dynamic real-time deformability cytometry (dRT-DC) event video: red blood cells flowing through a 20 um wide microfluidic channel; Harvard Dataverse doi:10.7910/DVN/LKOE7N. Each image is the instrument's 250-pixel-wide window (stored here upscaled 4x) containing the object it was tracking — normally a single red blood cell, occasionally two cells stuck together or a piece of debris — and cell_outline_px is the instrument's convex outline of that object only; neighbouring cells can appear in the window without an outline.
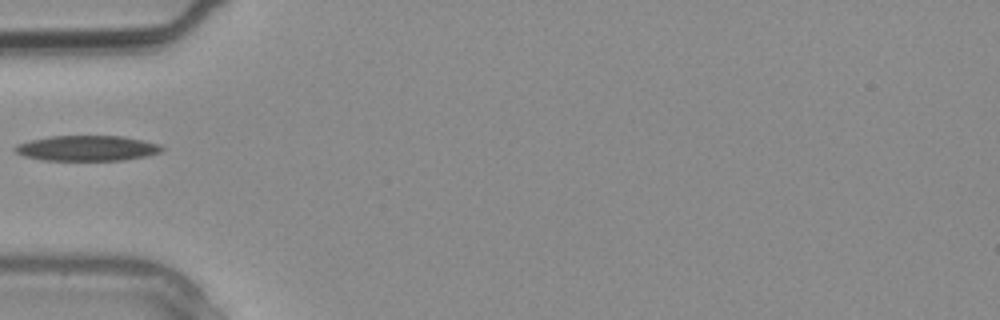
{"species": "common noctule bat (a hibernating species)", "species_latin": "Nyctalus noctula", "temperature_condition": "warm", "stored_images_in_passage": 5, "camera_frame_rate_fps": 3000, "um_per_image_px": 0.085, "animal": {"sex": "male", "body_mass_g": 20.4}, "frame": {"image": 1, "passage_image": 5, "time_ms": 1.333, "image_size_px": [1000, 320], "cell_outline_px": [[164, 148], [160, 152], [148, 156], [124, 160], [44, 160], [24, 156], [16, 152], [12, 148], [16, 144], [32, 140], [52, 136], [124, 136], [160, 144]], "centroid_in_image_um": [7.42, 12.6], "position_along_channel_um": 77.6, "area_um2": 21.68}}